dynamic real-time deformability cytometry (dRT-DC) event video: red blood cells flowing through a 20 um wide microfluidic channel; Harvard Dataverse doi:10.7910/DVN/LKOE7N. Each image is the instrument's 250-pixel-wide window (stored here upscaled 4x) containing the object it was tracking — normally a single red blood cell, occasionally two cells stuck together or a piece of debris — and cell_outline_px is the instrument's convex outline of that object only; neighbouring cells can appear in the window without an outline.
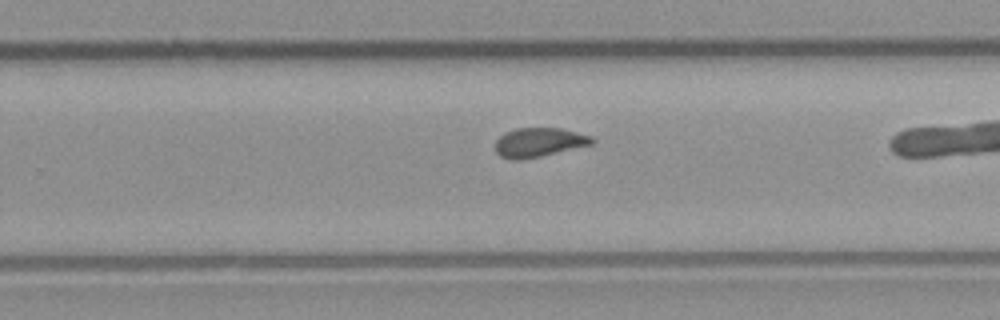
{"species": "common noctule bat (a hibernating species)", "species_latin": "Nyctalus noctula", "temperature_condition": "room temperature", "stored_images_in_passage": 27, "camera_frame_rate_fps": 3000, "um_per_image_px": 0.085, "animal": {"sex": "male", "body_mass_g": 23.1, "forearm_length_mm": 52.7}, "frame": {"image": 1, "passage_image": 20, "time_ms": 6.333, "image_size_px": [1000, 320], "cell_outline_px": [[592, 144], [540, 156], [520, 160], [512, 160], [500, 156], [496, 152], [496, 140], [504, 132], [516, 128], [560, 128], [592, 136]], "centroid_in_image_um": [45.76, 12.09], "position_along_channel_um": 284.0, "area_um2": 16.24}}
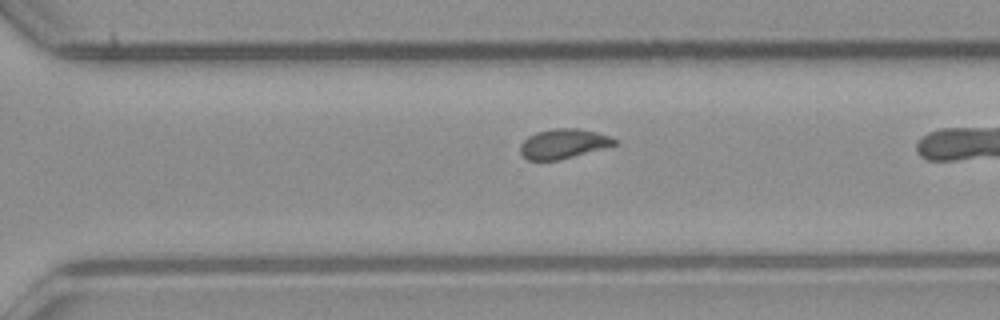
{"frame": {"image": 2, "passage_image": 23, "time_ms": 7.333, "image_size_px": [1000, 320], "cell_outline_px": [[616, 144], [560, 160], [528, 160], [520, 152], [520, 144], [528, 136], [536, 132], [556, 128], [580, 128], [596, 132], [608, 136], [616, 140]], "centroid_in_image_um": [47.84, 12.21], "position_along_channel_um": 322.8, "area_um2": 16.07}}